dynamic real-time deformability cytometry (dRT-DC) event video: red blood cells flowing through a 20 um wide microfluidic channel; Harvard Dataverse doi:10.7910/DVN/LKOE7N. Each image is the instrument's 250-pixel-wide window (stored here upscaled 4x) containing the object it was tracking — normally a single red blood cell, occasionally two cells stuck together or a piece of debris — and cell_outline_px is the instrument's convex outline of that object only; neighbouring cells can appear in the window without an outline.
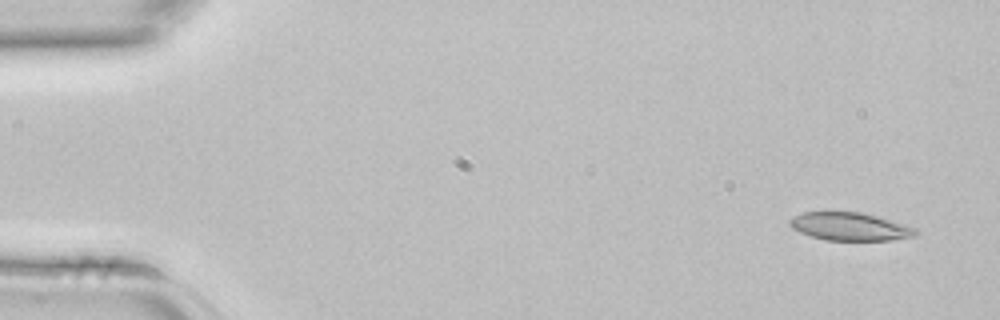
{"species": "common noctule bat (a hibernating species)", "species_latin": "Nyctalus noctula", "temperature_condition": "room temperature", "stored_images_in_passage": 3, "camera_frame_rate_fps": 3000, "um_per_image_px": 0.085, "animal": {"sex": "female", "body_mass_g": 22.7, "forearm_length_mm": 54.2}, "frame": {"image": 1, "passage_image": 1, "time_ms": 0.0, "image_size_px": [1000, 320], "cell_outline_px": [[920, 232], [916, 236], [892, 240], [824, 240], [800, 232], [792, 228], [788, 224], [788, 220], [792, 216], [804, 212], [828, 208], [860, 212], [876, 216], [904, 224], [916, 228]], "centroid_in_image_um": [72.18, 19.21], "position_along_channel_um": 12.8, "area_um2": 21.39}}
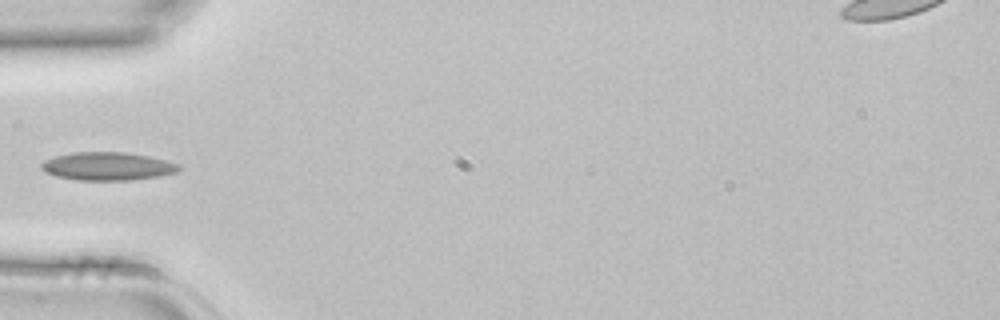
{"frame": {"image": 2, "passage_image": 3, "time_ms": 0.667, "image_size_px": [1000, 320], "cell_outline_px": [[184, 168], [176, 172], [160, 176], [132, 180], [76, 180], [56, 176], [44, 172], [40, 168], [40, 164], [44, 160], [56, 156], [72, 152], [124, 152], [148, 156], [180, 164]], "centroid_in_image_um": [9.14, 14.13], "position_along_channel_um": 75.9, "area_um2": 22.72}}